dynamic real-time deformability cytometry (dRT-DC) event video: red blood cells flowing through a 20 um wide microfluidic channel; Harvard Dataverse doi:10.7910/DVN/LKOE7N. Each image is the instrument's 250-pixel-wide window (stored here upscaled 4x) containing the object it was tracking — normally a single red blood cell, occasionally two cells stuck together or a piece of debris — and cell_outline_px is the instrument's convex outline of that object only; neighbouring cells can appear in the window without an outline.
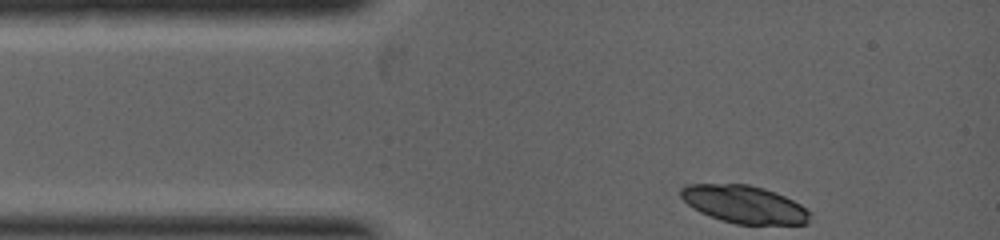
{"species": "common noctule bat (a hibernating species)", "species_latin": "Nyctalus noctula", "temperature_condition": "warm", "stored_images_in_passage": 5, "camera_frame_rate_fps": 5000, "um_per_image_px": 0.085, "animal": {"sex": "female", "body_mass_g": 19.0, "forearm_length_mm": 53.3}, "frame": {"image": 1, "passage_image": 1, "time_ms": 0.0, "image_size_px": [1000, 240], "cell_outline_px": [[808, 224], [736, 224], [720, 220], [700, 212], [688, 204], [680, 196], [680, 188], [684, 184], [748, 184], [764, 188], [776, 192], [800, 204], [808, 212]], "centroid_in_image_um": [63.21, 17.36], "position_along_channel_um": 21.8, "area_um2": 28.21}}